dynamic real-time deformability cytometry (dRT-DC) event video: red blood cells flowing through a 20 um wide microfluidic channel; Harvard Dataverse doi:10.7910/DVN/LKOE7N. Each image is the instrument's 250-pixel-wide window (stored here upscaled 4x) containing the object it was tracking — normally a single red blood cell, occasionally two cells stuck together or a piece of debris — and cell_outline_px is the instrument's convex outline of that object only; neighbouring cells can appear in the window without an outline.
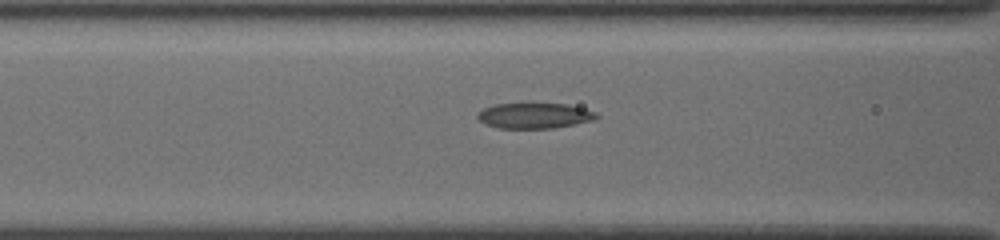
{"species": "common noctule bat (a hibernating species)", "species_latin": "Nyctalus noctula", "temperature_condition": "cold", "stored_images_in_passage": 34, "camera_frame_rate_fps": 3000, "um_per_image_px": 0.085, "animal": {"sex": "female", "body_mass_g": 19.5, "forearm_length_mm": 54.1}, "frame": {"image": 1, "passage_image": 11, "time_ms": 3.333, "image_size_px": [1000, 240], "cell_outline_px": [[600, 116], [596, 120], [552, 128], [500, 128], [484, 124], [476, 116], [484, 108], [496, 104], [528, 100], [532, 100], [568, 104], [584, 108], [596, 112]], "centroid_in_image_um": [45.46, 9.77], "position_along_channel_um": 121.1, "area_um2": 18.67}}
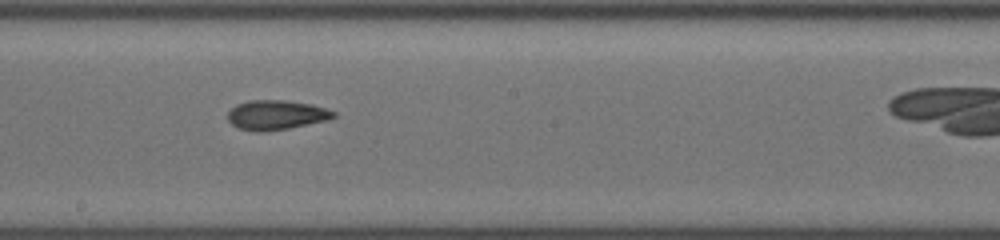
{"frame": {"image": 2, "passage_image": 19, "time_ms": 6.0, "image_size_px": [1000, 240], "cell_outline_px": [[336, 116], [328, 120], [288, 128], [256, 132], [240, 128], [232, 124], [228, 120], [228, 112], [236, 104], [248, 100], [284, 100], [312, 104], [336, 112]], "centroid_in_image_um": [23.48, 9.76], "position_along_channel_um": 224.7, "area_um2": 18.09}}
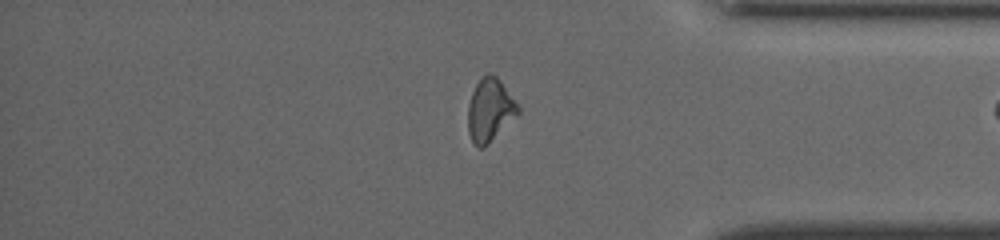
{"frame": {"image": 3, "passage_image": 33, "time_ms": 10.667, "image_size_px": [1000, 240], "cell_outline_px": [[520, 112], [484, 148], [480, 148], [472, 140], [468, 132], [468, 104], [472, 92], [476, 84], [488, 72], [492, 72], [500, 80], [520, 108]], "centroid_in_image_um": [41.63, 9.34], "position_along_channel_um": 393.6, "area_um2": 18.15}}